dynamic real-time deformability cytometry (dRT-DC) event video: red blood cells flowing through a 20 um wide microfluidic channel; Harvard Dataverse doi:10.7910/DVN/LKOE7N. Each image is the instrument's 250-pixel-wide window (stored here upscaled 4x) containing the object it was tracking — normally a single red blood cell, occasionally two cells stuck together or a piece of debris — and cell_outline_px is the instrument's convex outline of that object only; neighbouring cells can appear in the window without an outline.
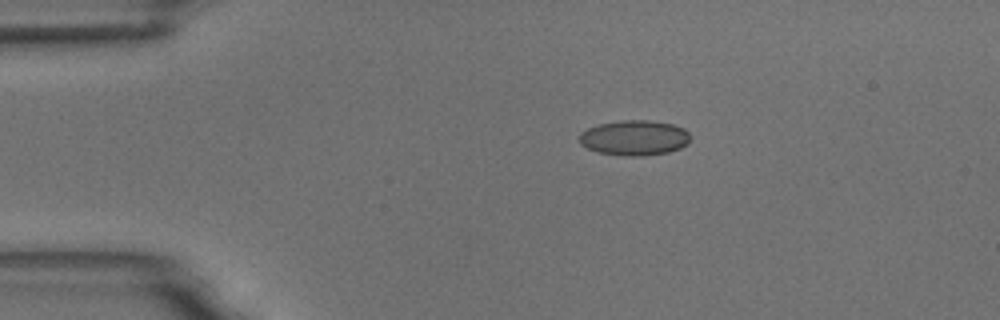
{"species": "common noctule bat (a hibernating species)", "species_latin": "Nyctalus noctula", "temperature_condition": "room temperature", "stored_images_in_passage": 5, "camera_frame_rate_fps": 3000, "um_per_image_px": 0.085, "animal": {"sex": "male", "body_mass_g": 18.8}, "frame": {"image": 1, "passage_image": 1, "time_ms": 0.0, "image_size_px": [1000, 320], "cell_outline_px": [[688, 144], [680, 148], [668, 152], [640, 156], [624, 156], [596, 152], [580, 144], [580, 132], [588, 128], [600, 124], [620, 120], [648, 120], [672, 124], [684, 128], [688, 132]], "centroid_in_image_um": [53.91, 11.71], "position_along_channel_um": 31.1, "area_um2": 22.72}}
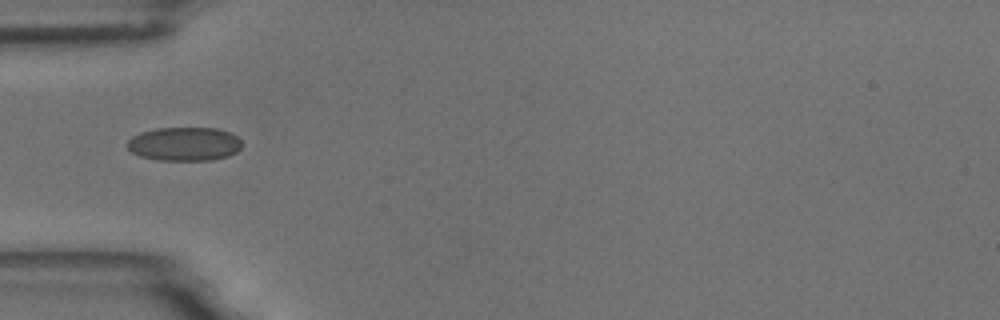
{"frame": {"image": 2, "passage_image": 3, "time_ms": 2.333, "image_size_px": [1000, 320], "cell_outline_px": [[240, 148], [236, 152], [228, 156], [212, 160], [156, 160], [140, 156], [132, 152], [128, 148], [128, 140], [132, 136], [140, 132], [156, 128], [216, 128], [228, 132], [236, 136], [240, 140]], "centroid_in_image_um": [15.65, 12.24], "position_along_channel_um": 69.4, "area_um2": 22.48}}